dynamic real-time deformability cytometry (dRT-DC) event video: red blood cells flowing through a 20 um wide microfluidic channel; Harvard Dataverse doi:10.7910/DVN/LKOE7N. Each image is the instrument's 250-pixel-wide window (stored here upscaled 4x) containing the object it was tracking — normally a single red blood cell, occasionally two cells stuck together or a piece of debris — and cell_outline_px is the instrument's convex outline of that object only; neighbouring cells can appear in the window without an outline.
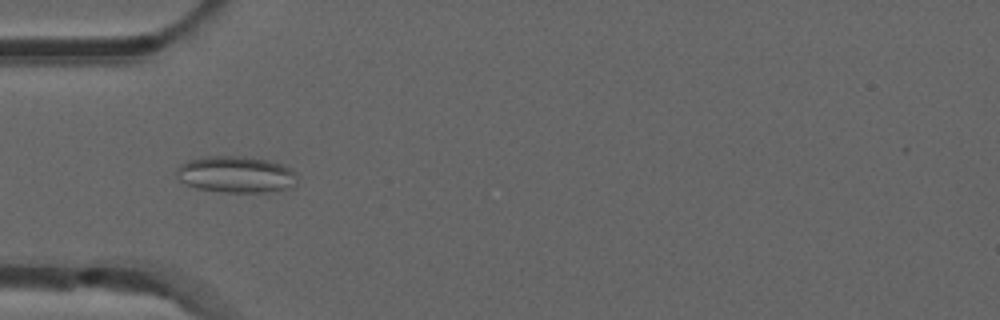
{"species": "common noctule bat (a hibernating species)", "species_latin": "Nyctalus noctula", "temperature_condition": "room temperature", "stored_images_in_passage": 21, "camera_frame_rate_fps": 3000, "um_per_image_px": 0.085, "animal": {"sex": "male", "forearm_length_mm": 52.5}, "frame": {"image": 1, "passage_image": 3, "time_ms": 0.667, "image_size_px": [1000, 320], "cell_outline_px": [[296, 184], [292, 188], [264, 192], [220, 192], [196, 188], [180, 180], [176, 176], [176, 168], [180, 164], [188, 160], [204, 156], [244, 156], [268, 160], [292, 168], [296, 172]], "centroid_in_image_um": [20.06, 14.82], "position_along_channel_um": 64.9, "area_um2": 25.95}}
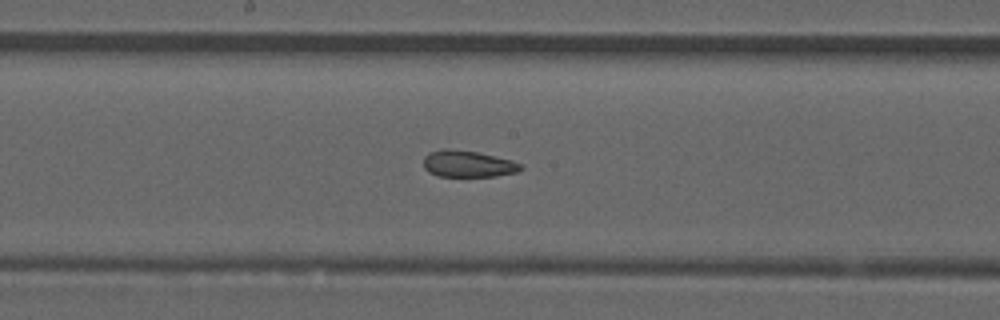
{"frame": {"image": 2, "passage_image": 14, "time_ms": 4.333, "image_size_px": [1000, 320], "cell_outline_px": [[524, 168], [516, 172], [496, 176], [436, 176], [428, 172], [424, 168], [424, 156], [432, 152], [444, 148], [448, 148], [476, 152], [512, 160], [520, 164]], "centroid_in_image_um": [39.75, 13.93], "position_along_channel_um": 208.4, "area_um2": 14.97}}
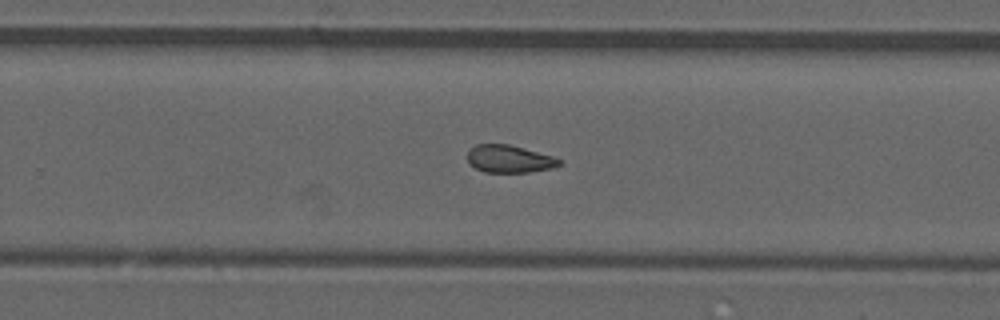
{"frame": {"image": 3, "passage_image": 20, "time_ms": 6.333, "image_size_px": [1000, 320], "cell_outline_px": [[564, 160], [560, 164], [552, 168], [528, 172], [484, 172], [468, 164], [468, 152], [476, 144], [508, 144], [552, 156]], "centroid_in_image_um": [43.29, 13.51], "position_along_channel_um": 286.5, "area_um2": 14.62}}